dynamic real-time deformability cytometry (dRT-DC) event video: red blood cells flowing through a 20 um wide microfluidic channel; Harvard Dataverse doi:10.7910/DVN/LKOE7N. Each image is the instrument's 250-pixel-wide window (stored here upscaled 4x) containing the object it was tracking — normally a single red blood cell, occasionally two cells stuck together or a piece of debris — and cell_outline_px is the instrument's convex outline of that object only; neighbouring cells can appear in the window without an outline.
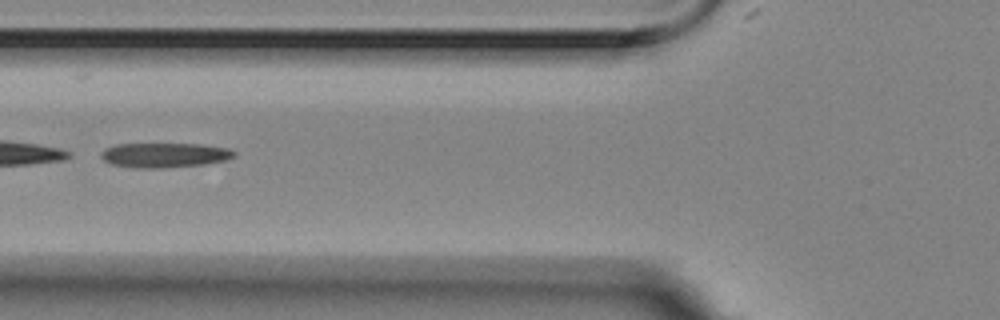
{"species": "Egyptian fruit bat (a non-hibernating species)", "species_latin": "Rousettus aegyptiacus", "temperature_condition": "room temperature", "stored_images_in_passage": 26, "camera_frame_rate_fps": 3000, "um_per_image_px": 0.085, "animal": {"sex": "female"}, "frame": {"image": 1, "passage_image": 5, "time_ms": 1.333, "image_size_px": [1000, 320], "cell_outline_px": [[236, 156], [224, 160], [204, 164], [160, 168], [136, 168], [112, 164], [104, 160], [100, 156], [100, 152], [104, 148], [116, 144], [204, 144], [228, 148], [236, 152]], "centroid_in_image_um": [13.97, 13.18], "position_along_channel_um": 111.8, "area_um2": 19.19}}
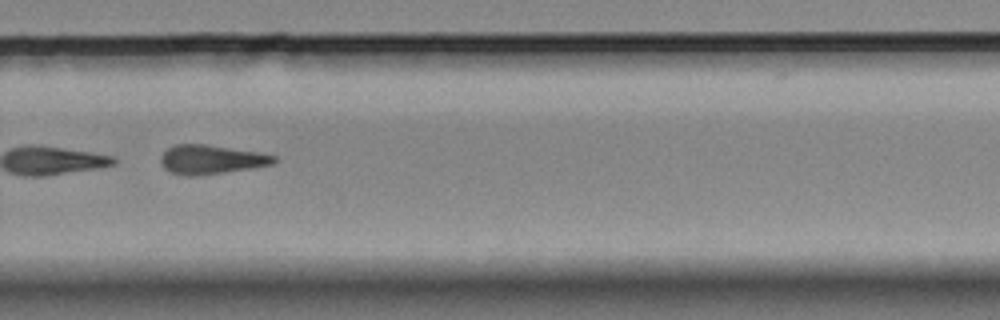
{"frame": {"image": 2, "passage_image": 22, "time_ms": 7.0, "image_size_px": [1000, 320], "cell_outline_px": [[276, 160], [272, 164], [248, 168], [192, 176], [188, 176], [172, 172], [164, 168], [160, 160], [160, 156], [168, 148], [176, 144], [204, 144], [260, 152], [276, 156]], "centroid_in_image_um": [17.92, 13.54], "position_along_channel_um": 311.9, "area_um2": 18.79}}